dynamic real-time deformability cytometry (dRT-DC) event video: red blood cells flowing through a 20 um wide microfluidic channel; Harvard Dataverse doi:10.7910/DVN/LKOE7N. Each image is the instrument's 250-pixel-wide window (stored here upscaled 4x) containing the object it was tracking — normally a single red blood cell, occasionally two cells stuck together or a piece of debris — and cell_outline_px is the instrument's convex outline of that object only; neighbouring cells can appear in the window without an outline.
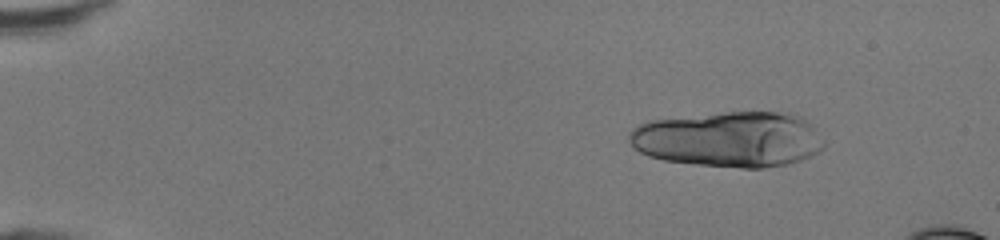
{"species": "human", "species_latin": "Homo sapiens", "temperature_condition": "room temperature", "stored_images_in_passage": 44, "camera_frame_rate_fps": 3000, "um_per_image_px": 0.085, "donor": {"sex": "female"}, "frame": {"image": 1, "passage_image": 7, "time_ms": 2.0, "image_size_px": [1000, 240], "cell_outline_px": [[824, 148], [800, 160], [788, 164], [764, 168], [740, 168], [696, 164], [664, 160], [648, 156], [640, 152], [628, 140], [628, 132], [632, 128], [648, 120], [720, 112], [788, 112], [800, 116], [824, 140]], "centroid_in_image_um": [61.92, 11.83], "position_along_channel_um": 23.1, "area_um2": 63.18}}